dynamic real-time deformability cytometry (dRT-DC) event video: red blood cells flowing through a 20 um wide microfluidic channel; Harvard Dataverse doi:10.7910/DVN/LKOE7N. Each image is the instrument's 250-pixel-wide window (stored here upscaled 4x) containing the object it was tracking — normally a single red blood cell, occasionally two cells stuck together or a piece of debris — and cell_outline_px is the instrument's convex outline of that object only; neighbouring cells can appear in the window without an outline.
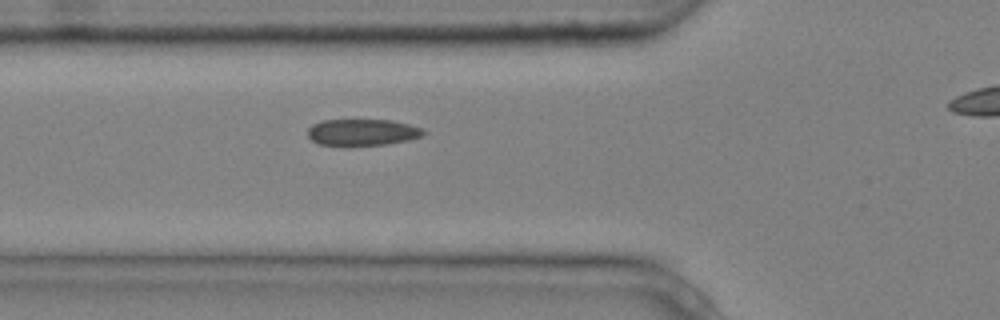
{"species": "common noctule bat (a hibernating species)", "species_latin": "Nyctalus noctula", "temperature_condition": "cold", "stored_images_in_passage": 3, "segment_of_instrument_passage": [1, 2], "camera_frame_rate_fps": 3000, "um_per_image_px": 0.085, "animal": {"sex": "male", "body_mass_g": 20.4}, "frame": {"image": 1, "passage_image": 2, "time_ms": 0.333, "image_size_px": [1000, 320], "cell_outline_px": [[428, 132], [420, 136], [408, 140], [388, 144], [348, 148], [340, 148], [320, 144], [312, 140], [308, 136], [308, 128], [312, 124], [320, 120], [392, 120], [408, 124], [420, 128]], "centroid_in_image_um": [30.74, 11.28], "position_along_channel_um": 95.1, "area_um2": 18.61}}